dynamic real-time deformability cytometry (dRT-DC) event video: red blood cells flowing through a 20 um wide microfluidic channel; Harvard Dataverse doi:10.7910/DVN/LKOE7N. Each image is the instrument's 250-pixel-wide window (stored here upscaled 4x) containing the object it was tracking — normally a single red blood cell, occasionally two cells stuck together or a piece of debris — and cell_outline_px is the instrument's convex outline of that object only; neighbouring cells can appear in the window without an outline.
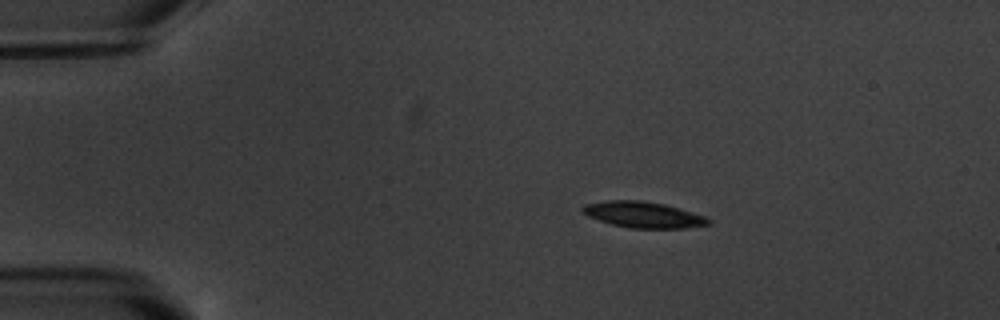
{"species": "common noctule bat (a hibernating species)", "species_latin": "Nyctalus noctula", "temperature_condition": "warm", "stored_images_in_passage": 4, "camera_frame_rate_fps": 3000, "um_per_image_px": 0.085, "animal": {"sex": "male", "body_mass_g": 20.1, "forearm_length_mm": 53.5}, "frame": {"image": 1, "passage_image": 2, "time_ms": 2.0, "image_size_px": [1000, 320], "cell_outline_px": [[712, 224], [684, 228], [632, 228], [612, 224], [588, 216], [580, 212], [580, 208], [584, 204], [604, 200], [640, 200], [664, 204], [704, 216], [712, 220]], "centroid_in_image_um": [54.64, 18.24], "position_along_channel_um": 30.4, "area_um2": 19.07}}